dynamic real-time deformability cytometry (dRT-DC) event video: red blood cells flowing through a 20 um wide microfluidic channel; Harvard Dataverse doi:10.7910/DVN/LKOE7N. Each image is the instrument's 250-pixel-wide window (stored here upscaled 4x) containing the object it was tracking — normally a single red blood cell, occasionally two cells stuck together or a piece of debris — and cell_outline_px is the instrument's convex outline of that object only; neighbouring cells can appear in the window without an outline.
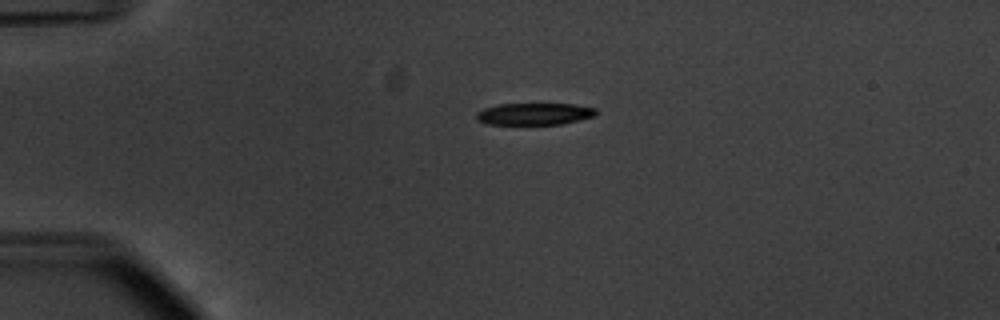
{"species": "common noctule bat (a hibernating species)", "species_latin": "Nyctalus noctula", "temperature_condition": "warm", "stored_images_in_passage": 42, "camera_frame_rate_fps": 3000, "um_per_image_px": 0.085, "animal": {"sex": "male", "body_mass_g": 20.1, "forearm_length_mm": 53.5}, "frame": {"image": 1, "passage_image": 1, "time_ms": 0.0, "image_size_px": [1000, 320], "cell_outline_px": [[596, 116], [560, 124], [488, 124], [476, 120], [476, 112], [484, 108], [500, 104], [576, 104], [596, 108]], "centroid_in_image_um": [45.42, 9.68], "position_along_channel_um": 39.6, "area_um2": 15.26}}
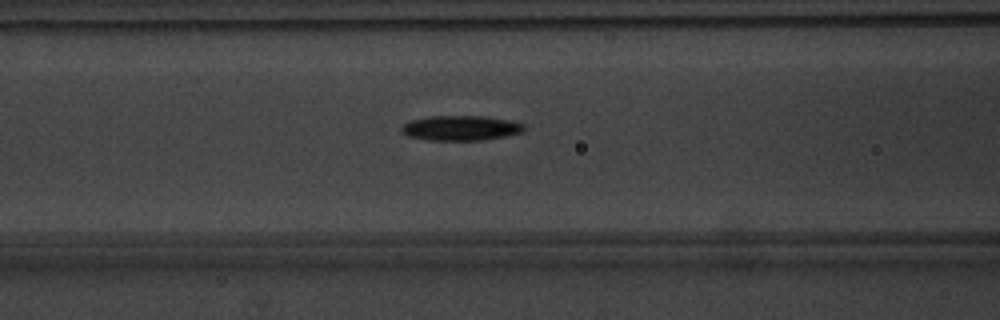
{"frame": {"image": 2, "passage_image": 11, "time_ms": 3.333, "image_size_px": [1000, 320], "cell_outline_px": [[524, 132], [504, 136], [480, 140], [428, 140], [408, 136], [400, 132], [400, 128], [404, 124], [412, 120], [428, 116], [484, 116], [512, 120], [524, 124]], "centroid_in_image_um": [39.16, 10.87], "position_along_channel_um": 127.4, "area_um2": 17.86}}
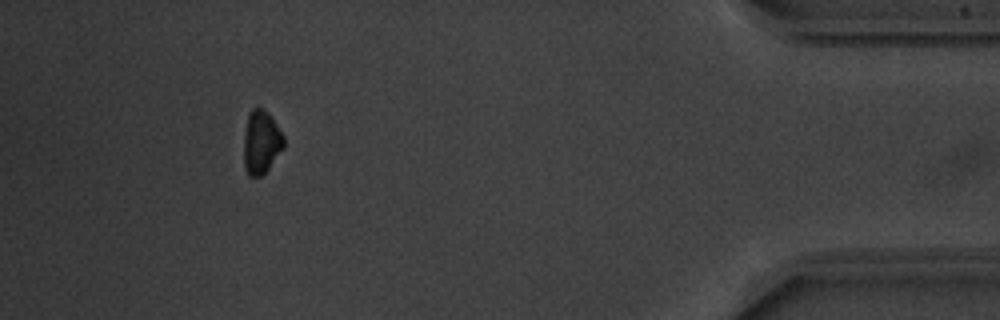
{"frame": {"image": 3, "passage_image": 38, "time_ms": 12.333, "image_size_px": [1000, 320], "cell_outline_px": [[284, 148], [268, 168], [260, 176], [248, 176], [244, 168], [244, 132], [248, 116], [252, 108], [260, 108], [268, 112], [284, 136]], "centroid_in_image_um": [22.2, 12.09], "position_along_channel_um": 413.0, "area_um2": 14.68}, "authors_computed_cell_mechanics": {"area_um2": 16.9932, "velocity_mm_per_s": 3.7599, "shape_relaxation_time_tau1_ms": 3.0689, "shape_relaxation_time_tau2_ms": null, "deformation_change_tau1": 0.1612, "deformation_change_tau2": null}}